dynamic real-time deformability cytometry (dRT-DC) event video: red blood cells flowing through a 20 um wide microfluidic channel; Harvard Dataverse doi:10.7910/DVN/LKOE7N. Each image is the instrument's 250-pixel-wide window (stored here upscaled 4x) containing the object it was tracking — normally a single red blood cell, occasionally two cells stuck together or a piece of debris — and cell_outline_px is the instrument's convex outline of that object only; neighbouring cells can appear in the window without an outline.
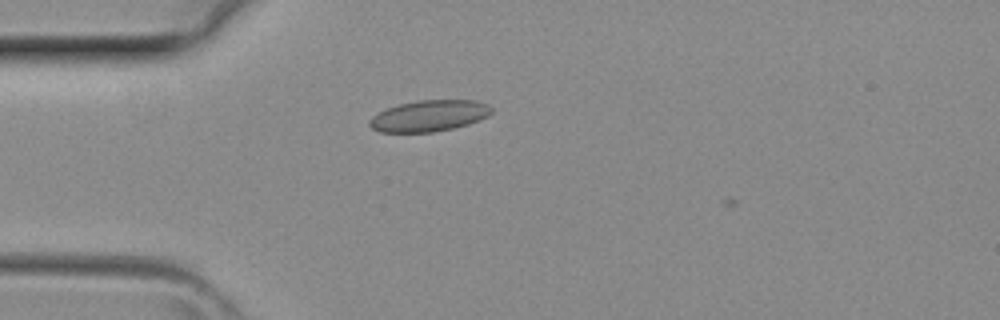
{"species": "common noctule bat (a hibernating species)", "species_latin": "Nyctalus noctula", "temperature_condition": "room temperature", "stored_images_in_passage": 4, "camera_frame_rate_fps": 3000, "um_per_image_px": 0.085, "animal": {"sex": "female", "body_mass_g": 29.2, "forearm_length_mm": 56.3}, "frame": {"image": 1, "passage_image": 3, "time_ms": 0.667, "image_size_px": [1000, 320], "cell_outline_px": [[492, 112], [488, 116], [468, 124], [452, 128], [432, 132], [380, 132], [372, 128], [368, 124], [368, 120], [372, 116], [388, 108], [400, 104], [416, 100], [476, 100], [488, 104], [492, 108]], "centroid_in_image_um": [36.48, 9.84], "position_along_channel_um": 48.5, "area_um2": 22.14}}